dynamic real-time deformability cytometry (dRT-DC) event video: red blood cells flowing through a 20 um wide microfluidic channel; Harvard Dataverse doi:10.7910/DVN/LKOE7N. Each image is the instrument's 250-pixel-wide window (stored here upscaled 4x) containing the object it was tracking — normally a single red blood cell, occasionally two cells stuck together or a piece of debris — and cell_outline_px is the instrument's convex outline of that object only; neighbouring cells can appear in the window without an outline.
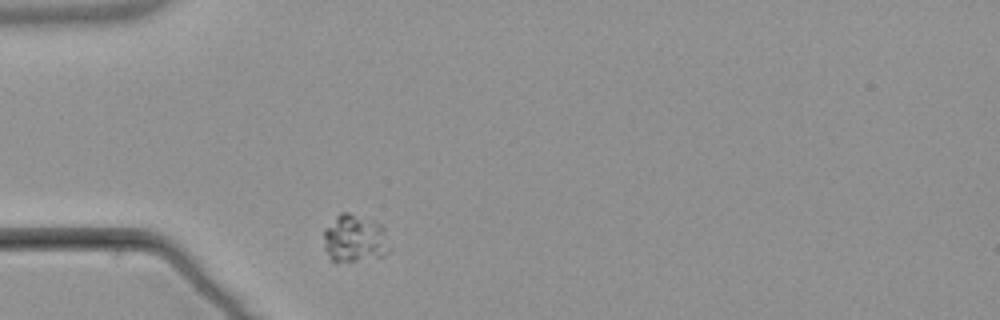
{"species": "common noctule bat (a hibernating species)", "species_latin": "Nyctalus noctula", "temperature_condition": "warm", "stored_images_in_passage": 7, "camera_frame_rate_fps": 3000, "um_per_image_px": 0.085, "animal": {"sex": "male", "body_mass_g": 21.5, "forearm_length_mm": 52.0}, "frame": {"image": 1, "passage_image": 1, "time_ms": 0.0, "image_size_px": [1000, 320], "cell_outline_px": [[388, 252], [384, 256], [356, 260], [332, 260], [328, 256], [324, 248], [324, 228], [340, 212], [348, 212], [384, 224]], "centroid_in_image_um": [30.13, 20.23], "position_along_channel_um": 54.9, "area_um2": 18.09}}
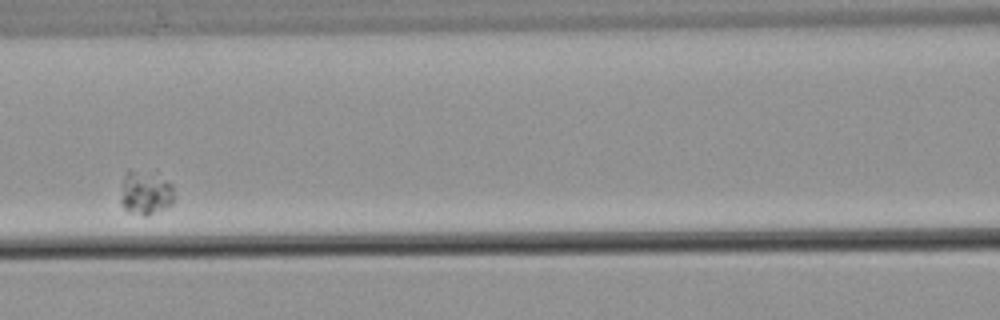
{"frame": {"image": 2, "passage_image": 4, "time_ms": 3.333, "image_size_px": [1000, 320], "cell_outline_px": [[176, 196], [172, 204], [148, 216], [144, 216], [128, 212], [124, 208], [120, 200], [124, 176], [128, 168], [168, 180], [172, 184]], "centroid_in_image_um": [12.38, 16.42], "position_along_channel_um": 154.2, "area_um2": 13.7}}
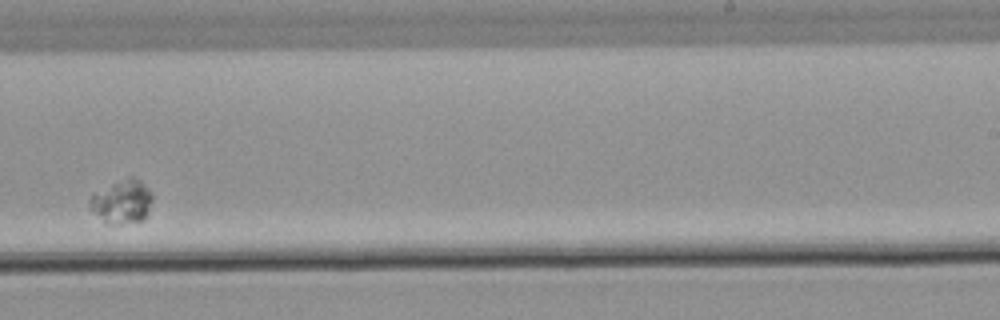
{"frame": {"image": 3, "passage_image": 7, "time_ms": 7.0, "image_size_px": [1000, 320], "cell_outline_px": [[152, 200], [148, 212], [144, 220], [120, 224], [104, 224], [88, 208], [88, 200], [92, 192], [132, 176], [144, 184], [152, 196]], "centroid_in_image_um": [10.3, 17.18], "position_along_channel_um": 278.7, "area_um2": 16.13}}